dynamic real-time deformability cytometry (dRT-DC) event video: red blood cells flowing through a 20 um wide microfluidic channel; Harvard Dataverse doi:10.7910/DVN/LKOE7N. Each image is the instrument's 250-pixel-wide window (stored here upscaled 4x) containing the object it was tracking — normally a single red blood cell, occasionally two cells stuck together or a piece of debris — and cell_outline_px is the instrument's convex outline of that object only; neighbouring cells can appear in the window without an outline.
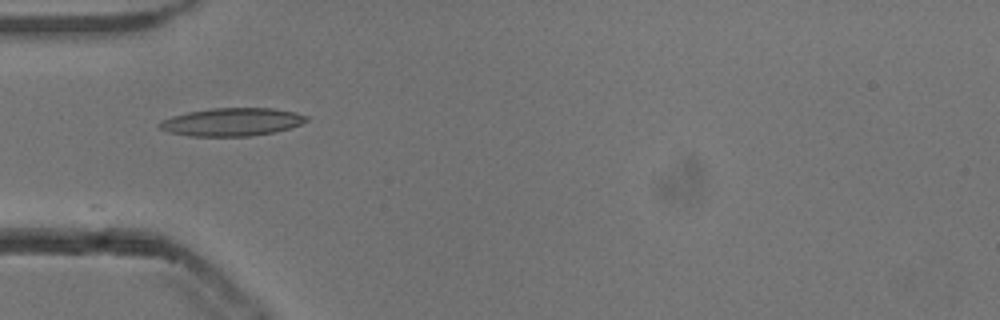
{"species": "common noctule bat (a hibernating species)", "species_latin": "Nyctalus noctula", "temperature_condition": "cold", "stored_images_in_passage": 10, "camera_frame_rate_fps": 3000, "um_per_image_px": 0.085, "animal": {"sex": "male", "body_mass_g": 13.3}, "frame": {"image": 1, "passage_image": 1, "time_ms": 0.0, "image_size_px": [1000, 320], "cell_outline_px": [[308, 120], [292, 128], [276, 132], [252, 136], [188, 136], [168, 132], [160, 128], [156, 124], [160, 120], [172, 116], [188, 112], [212, 108], [272, 108], [296, 112], [308, 116]], "centroid_in_image_um": [19.71, 10.37], "position_along_channel_um": 65.3, "area_um2": 24.22}}
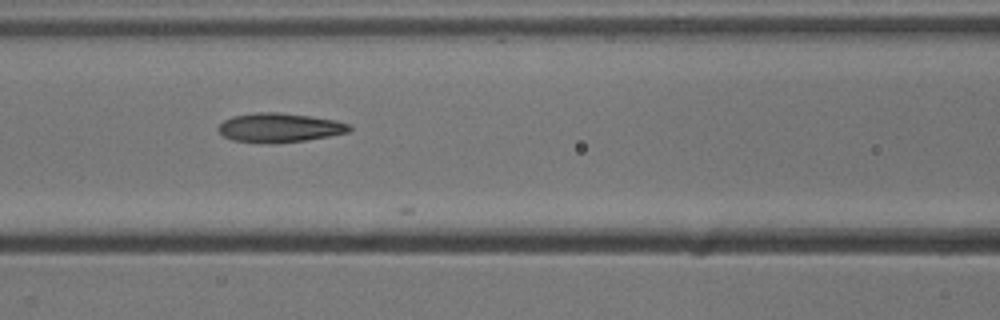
{"frame": {"image": 2, "passage_image": 7, "time_ms": 2.0, "image_size_px": [1000, 320], "cell_outline_px": [[352, 128], [348, 132], [328, 136], [304, 140], [232, 140], [224, 136], [216, 128], [224, 120], [232, 116], [256, 112], [280, 112], [336, 120], [348, 124]], "centroid_in_image_um": [23.76, 10.79], "position_along_channel_um": 142.8, "area_um2": 21.15}}